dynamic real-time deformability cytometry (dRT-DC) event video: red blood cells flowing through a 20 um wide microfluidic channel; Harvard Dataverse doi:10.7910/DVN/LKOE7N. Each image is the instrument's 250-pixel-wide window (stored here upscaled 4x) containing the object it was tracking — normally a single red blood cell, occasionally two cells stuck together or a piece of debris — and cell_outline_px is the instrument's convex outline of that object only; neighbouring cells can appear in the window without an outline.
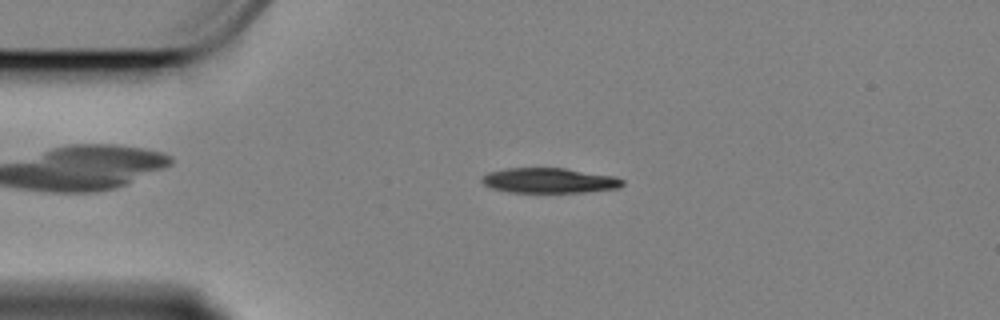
{"species": "Egyptian fruit bat (a non-hibernating species)", "species_latin": "Rousettus aegyptiacus", "temperature_condition": "cold", "stored_images_in_passage": 44, "camera_frame_rate_fps": 3000, "um_per_image_px": 0.085, "animal": {"sex": "female"}, "frame": {"image": 1, "passage_image": 6, "time_ms": 1.667, "image_size_px": [1000, 320], "cell_outline_px": [[624, 184], [620, 188], [584, 192], [508, 192], [492, 188], [484, 184], [480, 180], [488, 172], [508, 168], [564, 168], [612, 176], [624, 180]], "centroid_in_image_um": [46.69, 15.35], "position_along_channel_um": 38.3, "area_um2": 20.4}}
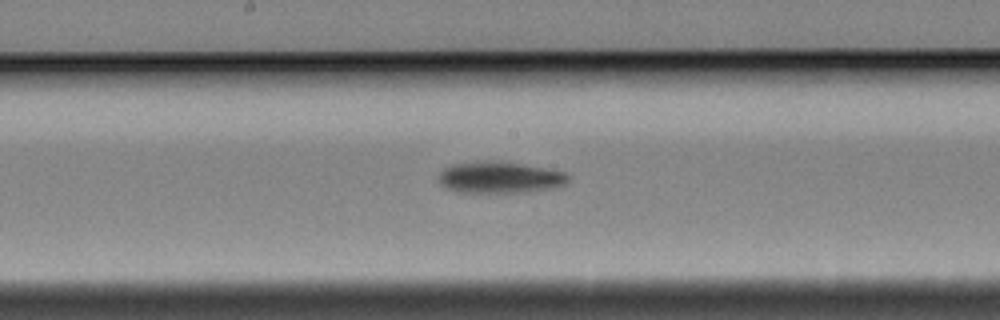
{"frame": {"image": 2, "passage_image": 23, "time_ms": 7.333, "image_size_px": [1000, 320], "cell_outline_px": [[568, 180], [564, 184], [556, 188], [528, 192], [456, 192], [444, 188], [440, 184], [436, 176], [444, 168], [452, 164], [480, 160], [500, 160], [544, 168], [564, 172], [568, 176]], "centroid_in_image_um": [42.41, 15.07], "position_along_channel_um": 205.8, "area_um2": 24.22}}
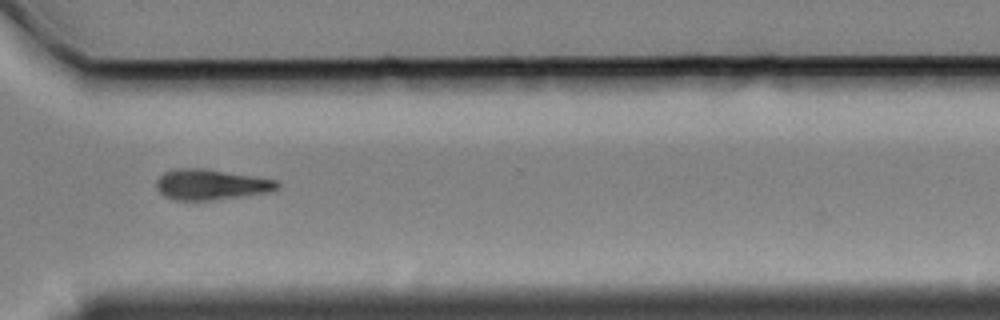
{"frame": {"image": 3, "passage_image": 36, "time_ms": 11.667, "image_size_px": [1000, 320], "cell_outline_px": [[280, 188], [272, 192], [212, 200], [172, 200], [164, 196], [156, 188], [156, 180], [164, 172], [180, 168], [204, 168], [276, 180], [280, 184]], "centroid_in_image_um": [17.93, 15.69], "position_along_channel_um": 352.7, "area_um2": 21.56}, "authors_computed_cell_mechanics": {"area_um2": 22.0218, "velocity_mm_per_s": 3.3908, "shape_relaxation_time_tau1_ms": 1.9026, "shape_relaxation_time_tau2_ms": null, "deformation_change_tau1": 0.1164, "deformation_change_tau2": null}}